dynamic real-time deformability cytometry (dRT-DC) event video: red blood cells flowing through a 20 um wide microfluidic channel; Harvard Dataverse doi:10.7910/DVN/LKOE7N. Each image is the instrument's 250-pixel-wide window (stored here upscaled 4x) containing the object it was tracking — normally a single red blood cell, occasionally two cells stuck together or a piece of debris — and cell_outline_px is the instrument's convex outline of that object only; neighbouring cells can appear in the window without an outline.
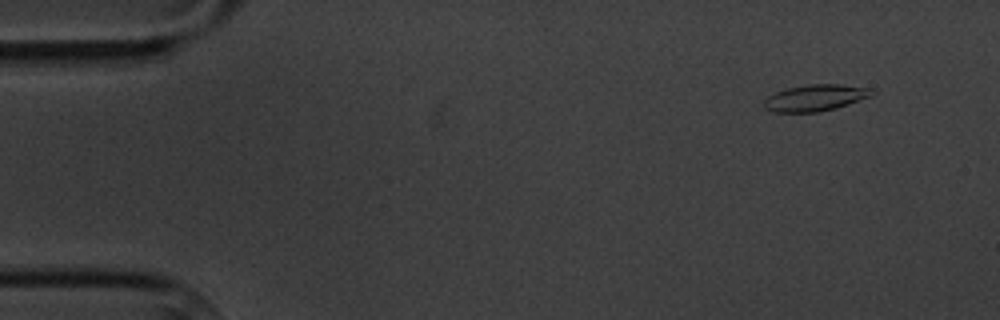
{"species": "common noctule bat (a hibernating species)", "species_latin": "Nyctalus noctula", "temperature_condition": "cold", "stored_images_in_passage": 10, "camera_frame_rate_fps": 3000, "um_per_image_px": 0.085, "animal": {"sex": "male", "body_mass_g": 20.1, "forearm_length_mm": 53.5}, "frame": {"image": 1, "passage_image": 1, "time_ms": 0.0, "image_size_px": [1000, 320], "cell_outline_px": [[876, 92], [872, 96], [836, 108], [820, 112], [776, 112], [764, 108], [764, 100], [768, 96], [776, 92], [788, 88], [808, 84], [840, 84], [868, 88]], "centroid_in_image_um": [69.31, 8.31], "position_along_channel_um": 15.7, "area_um2": 16.59}}
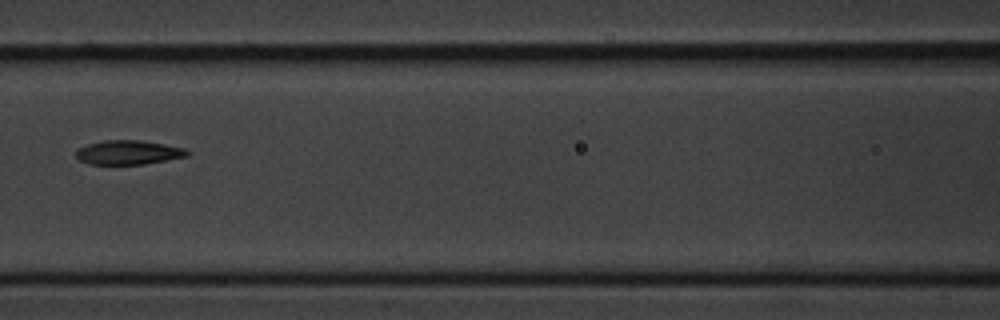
{"frame": {"image": 2, "passage_image": 7, "time_ms": 7.0, "image_size_px": [1000, 320], "cell_outline_px": [[192, 152], [188, 156], [144, 164], [88, 164], [80, 160], [76, 156], [76, 148], [88, 144], [104, 140], [140, 140], [164, 144], [184, 148]], "centroid_in_image_um": [10.91, 12.95], "position_along_channel_um": 155.7, "area_um2": 15.72}}
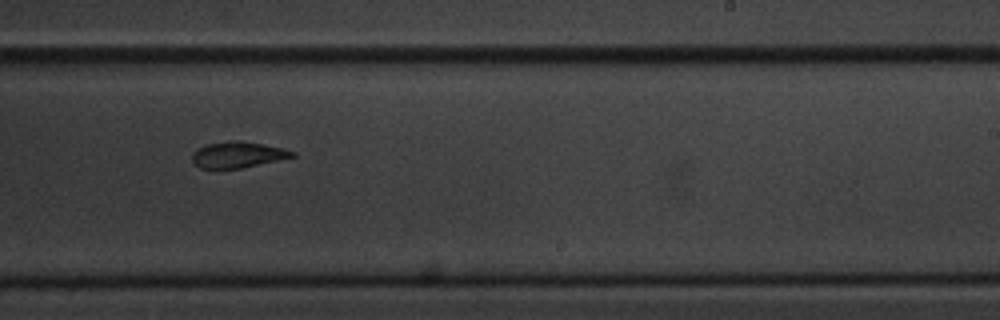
{"frame": {"image": 3, "passage_image": 10, "time_ms": 10.333, "image_size_px": [1000, 320], "cell_outline_px": [[296, 156], [240, 168], [200, 168], [192, 164], [192, 152], [208, 144], [228, 140], [240, 140], [284, 148], [296, 152]], "centroid_in_image_um": [20.19, 13.14], "position_along_channel_um": 268.8, "area_um2": 15.14}}